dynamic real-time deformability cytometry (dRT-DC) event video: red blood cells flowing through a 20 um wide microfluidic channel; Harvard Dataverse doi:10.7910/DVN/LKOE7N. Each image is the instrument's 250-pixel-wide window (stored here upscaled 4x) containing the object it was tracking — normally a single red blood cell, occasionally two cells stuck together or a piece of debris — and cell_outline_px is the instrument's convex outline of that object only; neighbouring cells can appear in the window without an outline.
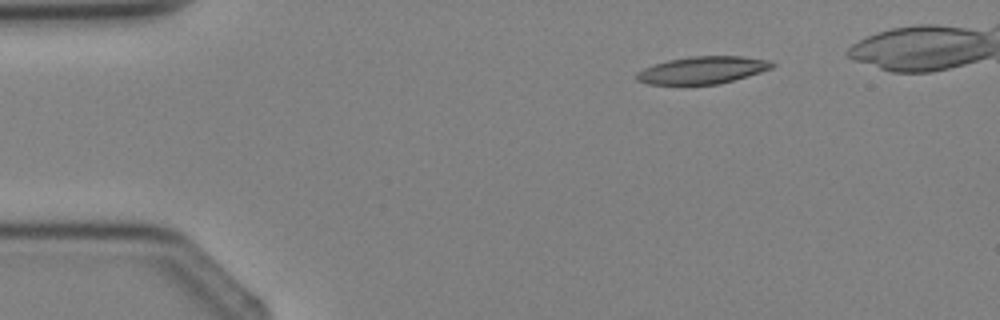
{"species": "Egyptian fruit bat (a non-hibernating species)", "species_latin": "Rousettus aegyptiacus", "temperature_condition": "cold", "stored_images_in_passage": 3, "camera_frame_rate_fps": 3000, "um_per_image_px": 0.085, "animal": {"sex": "female"}, "frame": {"image": 1, "passage_image": 3, "time_ms": 2.333, "image_size_px": [1000, 320], "cell_outline_px": [[776, 64], [772, 68], [748, 76], [716, 84], [648, 84], [636, 80], [636, 72], [644, 68], [668, 60], [692, 56], [744, 56], [772, 60]], "centroid_in_image_um": [59.75, 5.95], "position_along_channel_um": 25.3, "area_um2": 21.5}}